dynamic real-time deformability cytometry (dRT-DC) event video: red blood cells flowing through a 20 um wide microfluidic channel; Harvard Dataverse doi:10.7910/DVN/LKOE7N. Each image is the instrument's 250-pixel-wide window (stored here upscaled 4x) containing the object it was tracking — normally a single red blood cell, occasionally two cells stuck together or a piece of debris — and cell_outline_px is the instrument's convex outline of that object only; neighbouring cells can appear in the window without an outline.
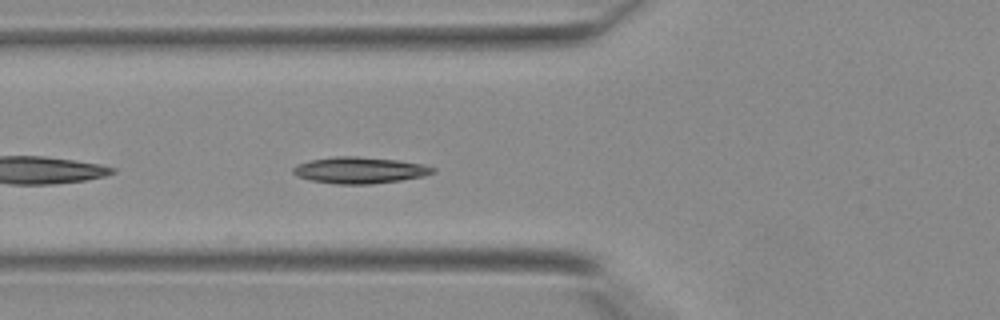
{"species": "Egyptian fruit bat (a non-hibernating species)", "species_latin": "Rousettus aegyptiacus", "temperature_condition": "warm", "stored_images_in_passage": 40, "camera_frame_rate_fps": 3000, "um_per_image_px": 0.085, "animal": {"sex": "female"}, "frame": {"image": 1, "passage_image": 14, "time_ms": 4.333, "image_size_px": [1000, 320], "cell_outline_px": [[436, 172], [424, 176], [400, 180], [372, 184], [336, 184], [312, 180], [296, 176], [292, 172], [292, 168], [300, 164], [312, 160], [336, 156], [356, 156], [400, 160], [424, 164], [436, 168]], "centroid_in_image_um": [30.63, 14.46], "position_along_channel_um": 95.2, "area_um2": 21.5}}
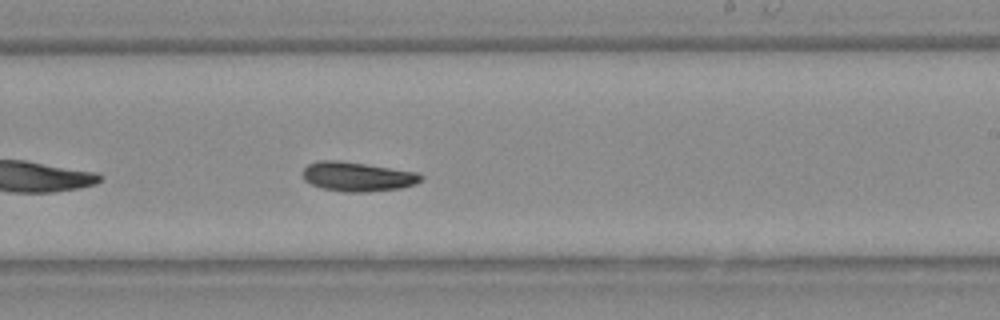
{"frame": {"image": 2, "passage_image": 24, "time_ms": 7.667, "image_size_px": [1000, 320], "cell_outline_px": [[424, 176], [416, 184], [400, 188], [364, 192], [344, 192], [324, 188], [312, 184], [304, 180], [304, 168], [308, 164], [320, 160], [336, 160], [420, 172]], "centroid_in_image_um": [30.42, 15.01], "position_along_channel_um": 258.6, "area_um2": 20.06}}
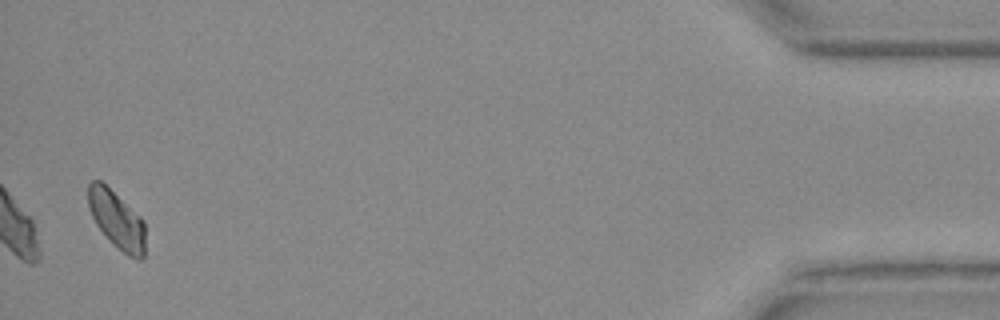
{"frame": {"image": 3, "passage_image": 39, "time_ms": 12.667, "image_size_px": [1000, 320], "cell_outline_px": [[144, 256], [140, 260], [136, 260], [128, 256], [96, 224], [92, 216], [88, 204], [88, 184], [92, 180], [100, 180], [140, 216], [144, 220]], "centroid_in_image_um": [9.93, 18.66], "position_along_channel_um": 425.3, "area_um2": 18.61}}